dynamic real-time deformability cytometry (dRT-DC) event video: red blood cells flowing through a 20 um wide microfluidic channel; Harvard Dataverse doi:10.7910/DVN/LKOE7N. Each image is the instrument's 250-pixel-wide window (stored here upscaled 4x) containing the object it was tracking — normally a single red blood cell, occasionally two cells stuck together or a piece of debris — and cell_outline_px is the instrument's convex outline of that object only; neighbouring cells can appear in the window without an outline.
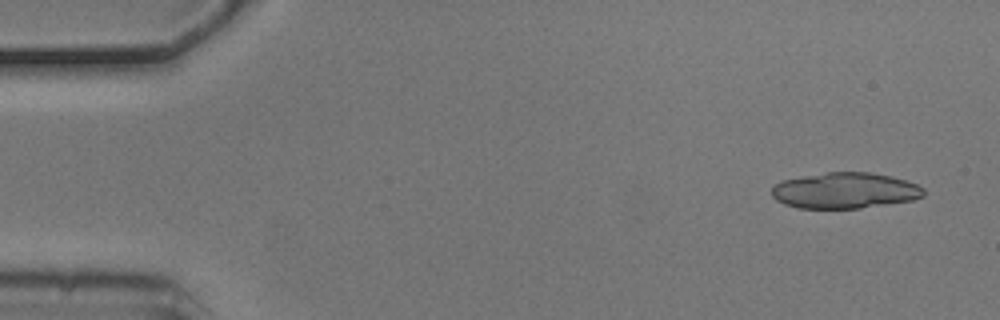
{"species": "common noctule bat (a hibernating species)", "species_latin": "Nyctalus noctula", "temperature_condition": "cold", "stored_images_in_passage": 4, "camera_frame_rate_fps": 3000, "um_per_image_px": 0.085, "animal": {"sex": "male", "body_mass_g": 20.5, "forearm_length_mm": 52.5}, "frame": {"image": 1, "passage_image": 1, "time_ms": 0.0, "image_size_px": [1000, 320], "cell_outline_px": [[924, 196], [912, 200], [860, 208], [800, 208], [784, 204], [776, 200], [772, 196], [772, 188], [776, 184], [784, 180], [804, 176], [828, 172], [872, 172], [892, 176], [916, 184], [924, 188]], "centroid_in_image_um": [71.83, 16.19], "position_along_channel_um": 13.2, "area_um2": 31.62}}